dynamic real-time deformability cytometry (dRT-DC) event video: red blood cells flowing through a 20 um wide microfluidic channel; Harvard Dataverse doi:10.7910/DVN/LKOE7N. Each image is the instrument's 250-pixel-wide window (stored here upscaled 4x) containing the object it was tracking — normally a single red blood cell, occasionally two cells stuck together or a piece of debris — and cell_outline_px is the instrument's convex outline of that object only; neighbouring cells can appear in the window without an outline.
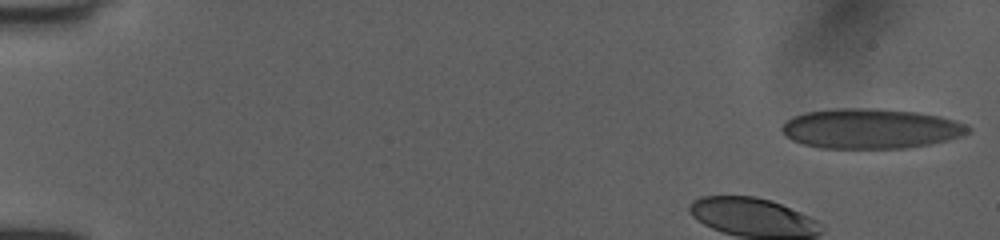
{"species": "human", "species_latin": "Homo sapiens", "temperature_condition": "room temperature", "stored_images_in_passage": 38, "camera_frame_rate_fps": 3000, "um_per_image_px": 0.085, "donor": {"sex": "female"}, "frame": {"image": 1, "passage_image": 1, "time_ms": 0.0, "image_size_px": [1000, 240], "cell_outline_px": [[972, 132], [964, 136], [928, 144], [904, 148], [820, 148], [804, 144], [792, 140], [780, 128], [792, 116], [808, 112], [836, 108], [868, 108], [916, 112], [940, 116], [964, 124], [972, 128]], "centroid_in_image_um": [74.03, 10.93], "position_along_channel_um": 11.0, "area_um2": 43.12}}
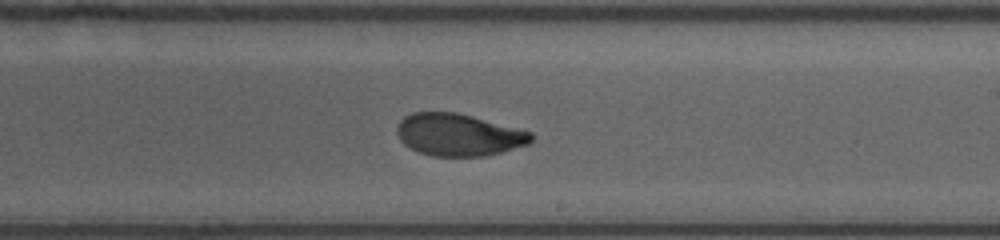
{"frame": {"image": 2, "passage_image": 27, "time_ms": 8.667, "image_size_px": [1000, 240], "cell_outline_px": [[532, 140], [528, 144], [500, 152], [484, 156], [432, 156], [420, 152], [404, 144], [400, 140], [396, 132], [396, 128], [400, 120], [404, 116], [412, 112], [456, 112], [472, 116], [532, 132]], "centroid_in_image_um": [38.94, 11.45], "position_along_channel_um": 250.1, "area_um2": 32.83}}
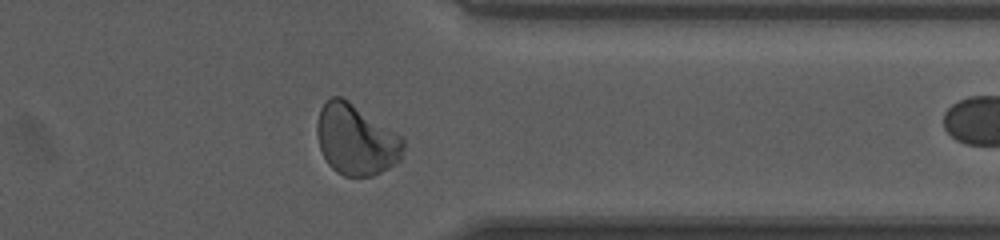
{"frame": {"image": 3, "passage_image": 37, "time_ms": 12.0, "image_size_px": [1000, 240], "cell_outline_px": [[404, 148], [400, 160], [388, 168], [372, 176], [344, 176], [336, 172], [328, 164], [320, 148], [316, 132], [316, 124], [320, 108], [332, 96], [340, 96], [348, 100], [400, 136], [404, 140]], "centroid_in_image_um": [30.23, 11.88], "position_along_channel_um": 381.2, "area_um2": 35.26}}